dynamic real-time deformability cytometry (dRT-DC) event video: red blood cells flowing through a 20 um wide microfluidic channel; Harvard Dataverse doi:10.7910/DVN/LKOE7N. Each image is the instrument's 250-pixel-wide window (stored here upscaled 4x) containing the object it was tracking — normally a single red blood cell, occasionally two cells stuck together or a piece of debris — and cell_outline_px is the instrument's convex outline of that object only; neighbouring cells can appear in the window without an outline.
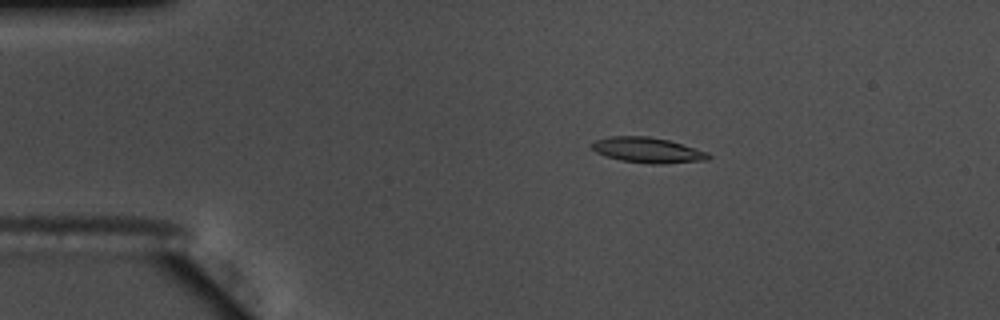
{"species": "common noctule bat (a hibernating species)", "species_latin": "Nyctalus noctula", "temperature_condition": "warm", "stored_images_in_passage": 56, "camera_frame_rate_fps": 3000, "um_per_image_px": 0.085, "animal": {"sex": "male", "body_mass_g": 17.5, "forearm_length_mm": 52.3}, "frame": {"image": 1, "passage_image": 11, "time_ms": 3.333, "image_size_px": [1000, 320], "cell_outline_px": [[712, 156], [708, 160], [664, 164], [652, 164], [620, 160], [596, 152], [588, 144], [596, 140], [608, 136], [648, 136], [668, 140], [708, 152]], "centroid_in_image_um": [55.05, 12.76], "position_along_channel_um": 30.0, "area_um2": 17.28}}
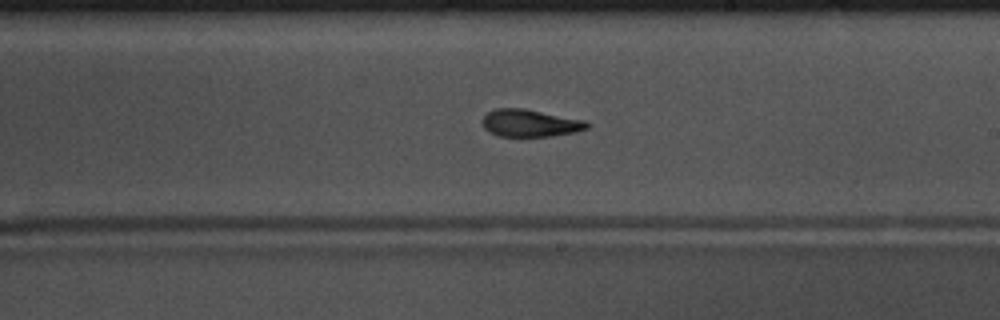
{"frame": {"image": 2, "passage_image": 33, "time_ms": 10.667, "image_size_px": [1000, 320], "cell_outline_px": [[592, 124], [588, 128], [576, 132], [552, 136], [496, 136], [488, 132], [484, 128], [484, 116], [488, 112], [496, 108], [524, 108], [588, 120]], "centroid_in_image_um": [45.13, 10.46], "position_along_channel_um": 243.9, "area_um2": 16.94}}
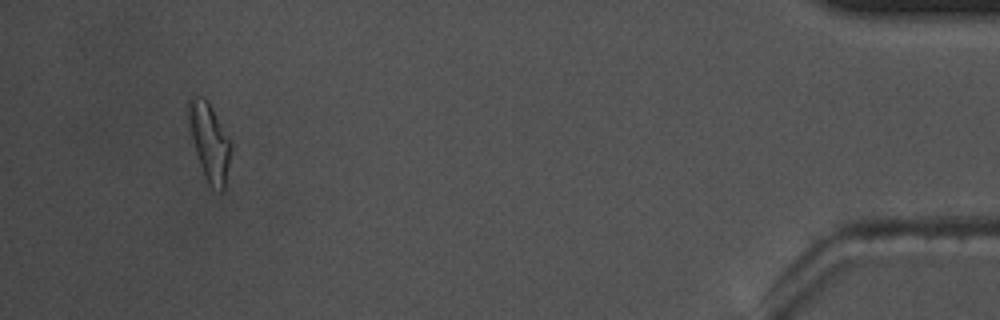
{"frame": {"image": 3, "passage_image": 53, "time_ms": 17.333, "image_size_px": [1000, 320], "cell_outline_px": [[232, 152], [224, 188], [220, 192], [212, 188], [208, 184], [204, 176], [196, 152], [188, 120], [188, 100], [192, 96], [204, 96], [208, 100], [232, 140]], "centroid_in_image_um": [17.84, 12.04], "position_along_channel_um": 417.4, "area_um2": 19.42}, "authors_computed_cell_mechanics": {"area_um2": 16.9354, "velocity_mm_per_s": 3.6676, "shape_relaxation_time_tau1_ms": 6.6137, "shape_relaxation_time_tau2_ms": 3.3709, "deformation_change_tau1": 0.2022, "deformation_change_tau2": 0.1224}}